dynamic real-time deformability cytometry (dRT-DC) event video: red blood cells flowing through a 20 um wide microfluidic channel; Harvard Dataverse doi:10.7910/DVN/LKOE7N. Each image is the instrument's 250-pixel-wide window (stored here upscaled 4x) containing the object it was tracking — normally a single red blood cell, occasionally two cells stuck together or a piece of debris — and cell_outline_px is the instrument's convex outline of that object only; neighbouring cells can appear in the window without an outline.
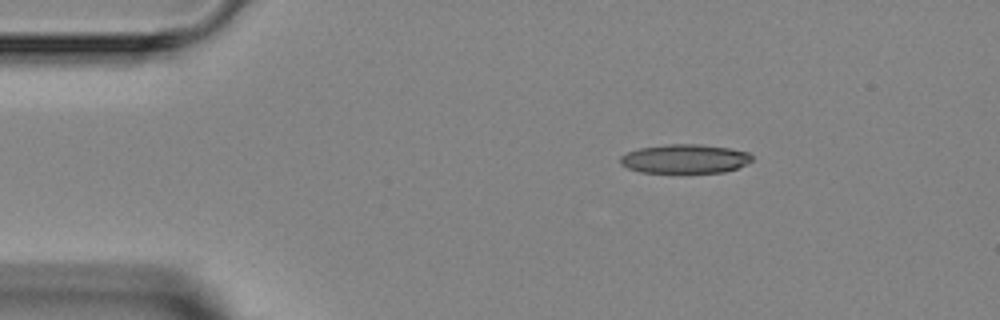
{"species": "Egyptian fruit bat (a non-hibernating species)", "species_latin": "Rousettus aegyptiacus", "temperature_condition": "room temperature", "stored_images_in_passage": 3, "segment_of_instrument_passage": [1, 2], "camera_frame_rate_fps": 3000, "um_per_image_px": 0.085, "animal": {"sex": "female"}, "frame": {"image": 1, "passage_image": 1, "time_ms": 0.0, "image_size_px": [1000, 320], "cell_outline_px": [[752, 160], [736, 168], [724, 172], [640, 172], [628, 168], [620, 164], [620, 156], [628, 152], [640, 148], [668, 144], [700, 144], [728, 148], [748, 152], [752, 156]], "centroid_in_image_um": [58.19, 13.49], "position_along_channel_um": 26.8, "area_um2": 22.02}}